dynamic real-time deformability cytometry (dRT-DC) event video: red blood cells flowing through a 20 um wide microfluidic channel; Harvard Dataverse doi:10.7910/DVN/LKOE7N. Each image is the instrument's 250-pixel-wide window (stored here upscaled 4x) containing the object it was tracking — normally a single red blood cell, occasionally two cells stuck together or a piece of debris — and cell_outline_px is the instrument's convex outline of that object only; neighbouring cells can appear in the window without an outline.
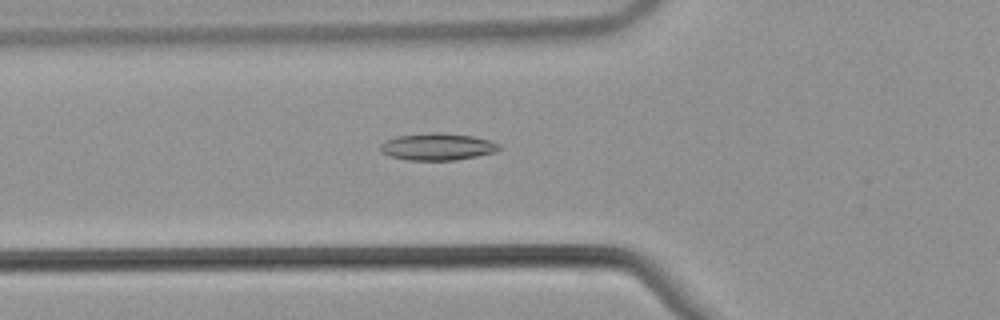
{"species": "common noctule bat (a hibernating species)", "species_latin": "Nyctalus noctula", "temperature_condition": "warm", "stored_images_in_passage": 33, "camera_frame_rate_fps": 3000, "um_per_image_px": 0.085, "animal": {"sex": "male", "body_mass_g": 21.5, "forearm_length_mm": 52.0}, "frame": {"image": 1, "passage_image": 5, "time_ms": 1.333, "image_size_px": [1000, 320], "cell_outline_px": [[500, 148], [496, 152], [456, 160], [408, 160], [388, 156], [380, 152], [380, 144], [396, 136], [432, 132], [436, 132], [472, 136], [488, 140], [500, 144]], "centroid_in_image_um": [37.16, 12.48], "position_along_channel_um": 88.6, "area_um2": 18.67}}
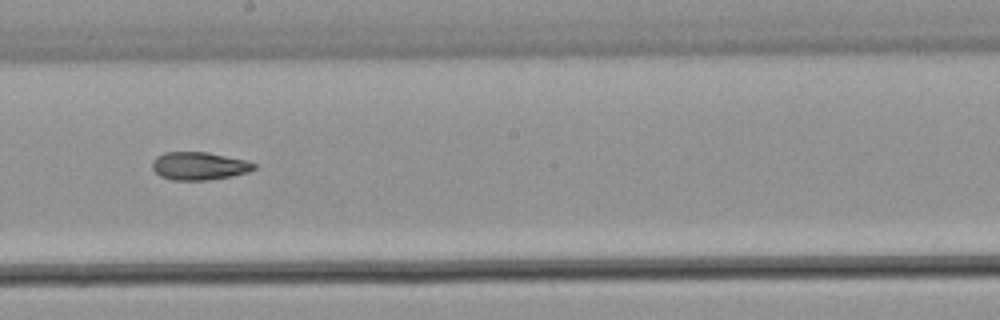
{"frame": {"image": 2, "passage_image": 16, "time_ms": 5.0, "image_size_px": [1000, 320], "cell_outline_px": [[256, 168], [248, 172], [232, 176], [208, 180], [172, 180], [160, 176], [152, 168], [152, 160], [156, 156], [164, 152], [208, 152], [248, 160], [256, 164]], "centroid_in_image_um": [16.93, 14.1], "position_along_channel_um": 231.3, "area_um2": 16.76}}
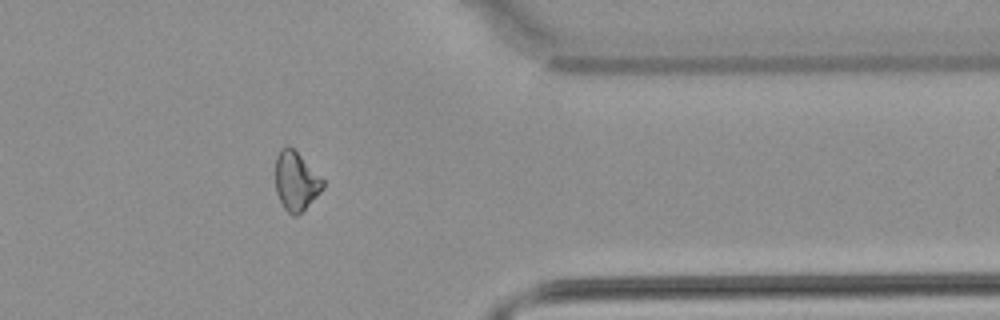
{"frame": {"image": 3, "passage_image": 29, "time_ms": 9.333, "image_size_px": [1000, 320], "cell_outline_px": [[324, 188], [296, 216], [292, 216], [284, 208], [276, 192], [276, 156], [280, 148], [288, 144], [324, 180]], "centroid_in_image_um": [25.14, 15.38], "position_along_channel_um": 386.3, "area_um2": 15.95}, "authors_computed_cell_mechanics": {"area_um2": 16.762, "velocity_mm_per_s": 3.8799, "shape_relaxation_time_tau1_ms": null, "shape_relaxation_time_tau2_ms": 8.6317, "deformation_change_tau1": null, "deformation_change_tau2": 0.1623}}